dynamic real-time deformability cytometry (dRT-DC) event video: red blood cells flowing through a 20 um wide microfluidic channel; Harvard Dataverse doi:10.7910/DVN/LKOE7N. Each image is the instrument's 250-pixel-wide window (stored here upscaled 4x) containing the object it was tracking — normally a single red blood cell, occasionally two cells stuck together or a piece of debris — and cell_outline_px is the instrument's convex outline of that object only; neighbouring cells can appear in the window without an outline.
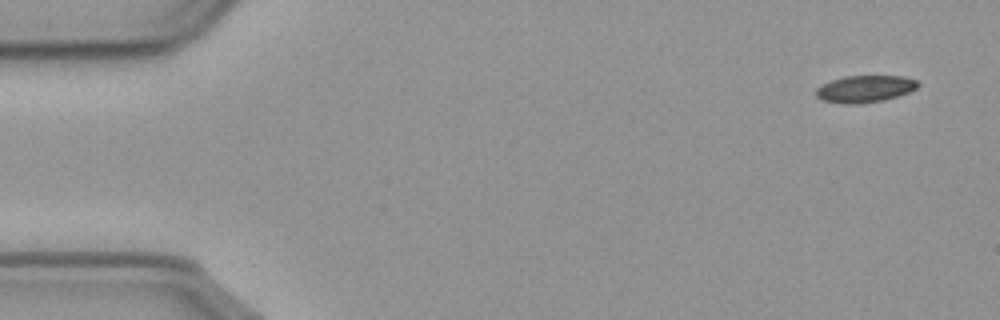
{"species": "common noctule bat (a hibernating species)", "species_latin": "Nyctalus noctula", "temperature_condition": "cold", "stored_images_in_passage": 55, "camera_frame_rate_fps": 3000, "um_per_image_px": 0.085, "animal": {"sex": "male", "body_mass_g": 23.1, "forearm_length_mm": 52.7}, "frame": {"image": 1, "passage_image": 1, "time_ms": 0.0, "image_size_px": [1000, 320], "cell_outline_px": [[920, 84], [916, 88], [908, 92], [884, 100], [860, 104], [844, 104], [820, 100], [816, 96], [816, 88], [832, 80], [844, 76], [904, 76], [916, 80]], "centroid_in_image_um": [73.5, 7.56], "position_along_channel_um": 11.5, "area_um2": 16.01}}
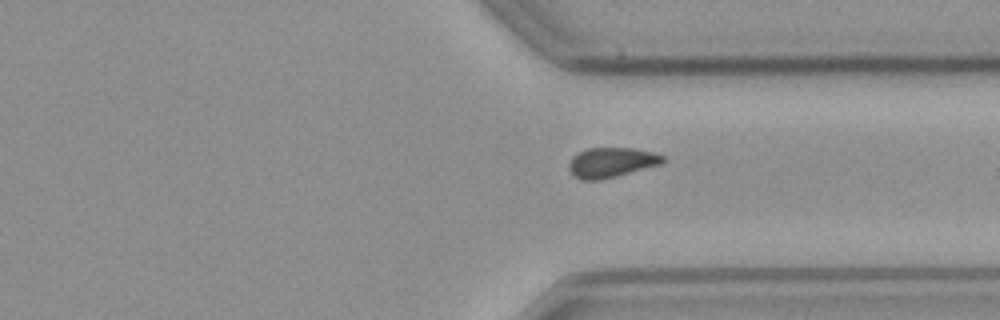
{"frame": {"image": 2, "passage_image": 40, "time_ms": 13.0, "image_size_px": [1000, 320], "cell_outline_px": [[664, 160], [660, 164], [616, 176], [600, 180], [580, 180], [572, 176], [568, 168], [568, 164], [572, 156], [588, 148], [636, 148], [652, 152], [664, 156]], "centroid_in_image_um": [51.91, 13.81], "position_along_channel_um": 359.5, "area_um2": 16.36}}
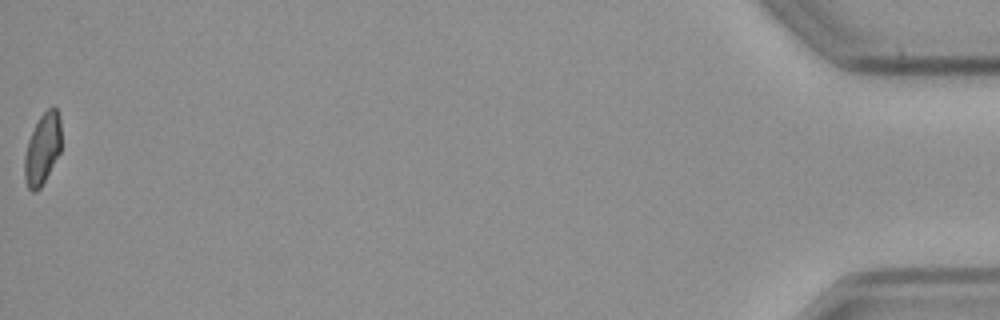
{"frame": {"image": 3, "passage_image": 55, "time_ms": 18.0, "image_size_px": [1000, 320], "cell_outline_px": [[60, 152], [40, 188], [36, 192], [32, 192], [28, 188], [24, 180], [24, 156], [28, 140], [40, 116], [52, 104], [56, 108], [60, 116]], "centroid_in_image_um": [3.59, 12.65], "position_along_channel_um": 431.6, "area_um2": 15.2}, "authors_computed_cell_mechanics": {"area_um2": 16.7042, "velocity_mm_per_s": 3.6029, "shape_relaxation_time_tau1_ms": null, "shape_relaxation_time_tau2_ms": 6.9429, "deformation_change_tau1": null, "deformation_change_tau2": 0.1074}}